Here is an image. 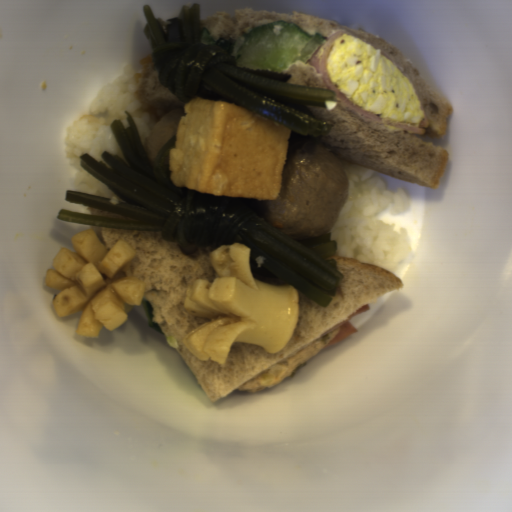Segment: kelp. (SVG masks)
I'll return each instance as SVG.
<instances>
[{"instance_id": "kelp-1", "label": "kelp", "mask_w": 512, "mask_h": 512, "mask_svg": "<svg viewBox=\"0 0 512 512\" xmlns=\"http://www.w3.org/2000/svg\"><path fill=\"white\" fill-rule=\"evenodd\" d=\"M129 127L114 119L110 128L130 167L117 154L106 150L97 161L88 152L80 155V165L123 200L65 190V201L111 212L126 218L98 216L59 209L56 218L95 227L161 231L168 242H177L185 255H194L199 247L240 243L250 250L249 267L263 278L292 284L298 292L323 307H328L344 279L335 259H327L337 250L331 232L320 237L296 241L268 224L246 205V198L216 196L187 189L184 197L157 183L152 162L141 141L130 112Z\"/></svg>"}, {"instance_id": "kelp-2", "label": "kelp", "mask_w": 512, "mask_h": 512, "mask_svg": "<svg viewBox=\"0 0 512 512\" xmlns=\"http://www.w3.org/2000/svg\"><path fill=\"white\" fill-rule=\"evenodd\" d=\"M200 6L184 4L185 19H156L150 5L142 7L143 32L152 50L154 71L161 85L183 102L200 97L244 106L290 131L320 136L337 123L318 118L308 106L327 108L333 90L288 83L291 73L236 66L234 55L217 45L200 42Z\"/></svg>"}]
</instances>
